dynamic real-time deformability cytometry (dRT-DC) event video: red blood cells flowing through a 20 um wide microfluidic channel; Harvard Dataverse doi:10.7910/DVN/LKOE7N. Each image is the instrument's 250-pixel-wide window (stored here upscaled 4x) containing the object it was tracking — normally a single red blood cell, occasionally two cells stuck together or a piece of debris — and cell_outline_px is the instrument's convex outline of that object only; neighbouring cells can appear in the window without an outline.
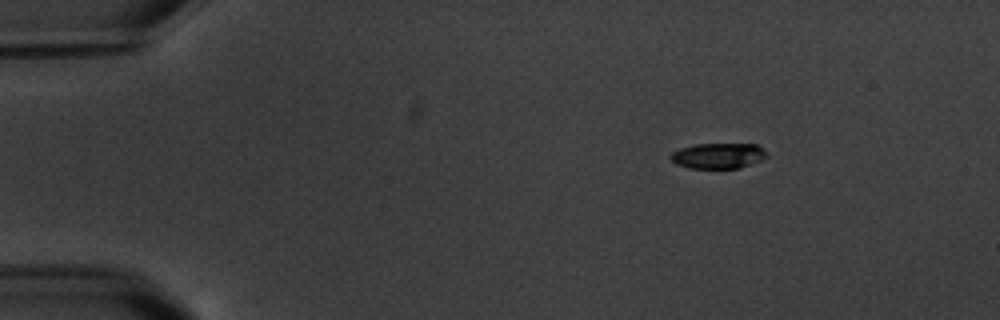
{"species": "common noctule bat (a hibernating species)", "species_latin": "Nyctalus noctula", "temperature_condition": "warm", "stored_images_in_passage": 6, "camera_frame_rate_fps": 3000, "um_per_image_px": 0.085, "animal": {"sex": "male", "body_mass_g": 20.1, "forearm_length_mm": 53.5}, "frame": {"image": 1, "passage_image": 2, "time_ms": 2.0, "image_size_px": [1000, 320], "cell_outline_px": [[768, 156], [760, 160], [740, 168], [688, 168], [676, 164], [668, 156], [672, 152], [680, 148], [696, 144], [756, 144], [768, 152]], "centroid_in_image_um": [61.04, 13.24], "position_along_channel_um": 24.0, "area_um2": 14.33}}
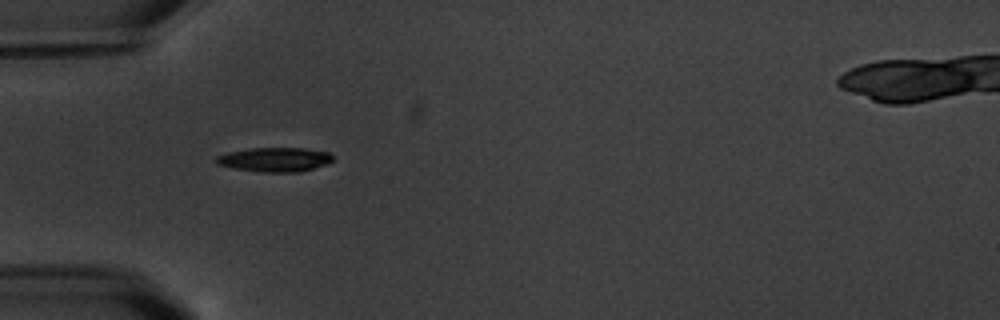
{"frame": {"image": 2, "passage_image": 5, "time_ms": 5.333, "image_size_px": [1000, 320], "cell_outline_px": [[332, 160], [328, 164], [300, 172], [264, 172], [232, 168], [216, 164], [216, 156], [228, 152], [252, 148], [304, 148], [328, 152], [332, 156]], "centroid_in_image_um": [23.35, 13.56], "position_along_channel_um": 61.6, "area_um2": 16.47}}